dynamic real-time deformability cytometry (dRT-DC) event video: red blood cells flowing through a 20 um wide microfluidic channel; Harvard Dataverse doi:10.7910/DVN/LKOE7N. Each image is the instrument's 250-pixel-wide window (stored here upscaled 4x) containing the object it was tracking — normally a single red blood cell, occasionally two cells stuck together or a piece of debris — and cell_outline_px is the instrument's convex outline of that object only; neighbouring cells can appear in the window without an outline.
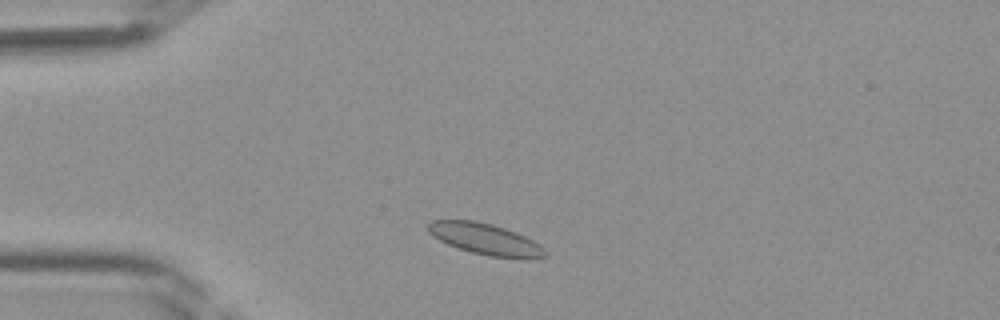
{"species": "Egyptian fruit bat (a non-hibernating species)", "species_latin": "Rousettus aegyptiacus", "temperature_condition": "room temperature", "stored_images_in_passage": 35, "camera_frame_rate_fps": 3000, "um_per_image_px": 0.085, "frame": {"image": 1, "passage_image": 4, "time_ms": 1.0, "image_size_px": [1000, 320], "cell_outline_px": [[548, 256], [532, 260], [528, 260], [488, 256], [472, 252], [448, 244], [432, 236], [428, 232], [428, 224], [432, 220], [476, 220], [492, 224], [516, 232], [540, 244], [548, 252]], "centroid_in_image_um": [41.33, 20.35], "position_along_channel_um": 43.7, "area_um2": 21.62}}
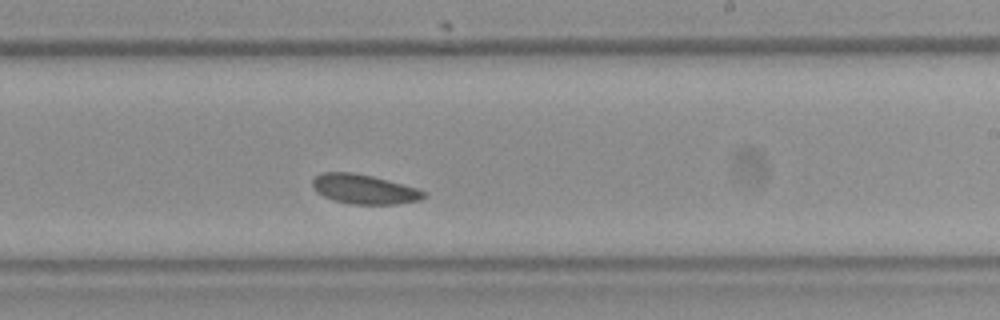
{"frame": {"image": 2, "passage_image": 19, "time_ms": 6.0, "image_size_px": [1000, 320], "cell_outline_px": [[428, 196], [420, 200], [396, 204], [352, 204], [336, 200], [324, 196], [316, 192], [312, 188], [312, 180], [316, 176], [324, 172], [352, 172], [372, 176], [416, 188], [428, 192]], "centroid_in_image_um": [30.97, 16.08], "position_along_channel_um": 258.0, "area_um2": 19.07}}
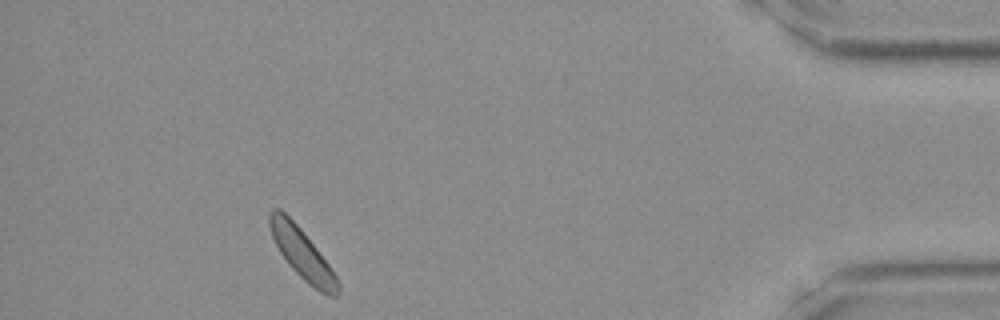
{"frame": {"image": 3, "passage_image": 32, "time_ms": 10.333, "image_size_px": [1000, 320], "cell_outline_px": [[340, 292], [336, 296], [328, 296], [320, 292], [308, 284], [288, 264], [280, 252], [272, 236], [268, 224], [268, 212], [272, 208], [280, 208], [300, 228], [332, 268], [340, 284]], "centroid_in_image_um": [25.68, 21.57], "position_along_channel_um": 409.5, "area_um2": 19.94}}